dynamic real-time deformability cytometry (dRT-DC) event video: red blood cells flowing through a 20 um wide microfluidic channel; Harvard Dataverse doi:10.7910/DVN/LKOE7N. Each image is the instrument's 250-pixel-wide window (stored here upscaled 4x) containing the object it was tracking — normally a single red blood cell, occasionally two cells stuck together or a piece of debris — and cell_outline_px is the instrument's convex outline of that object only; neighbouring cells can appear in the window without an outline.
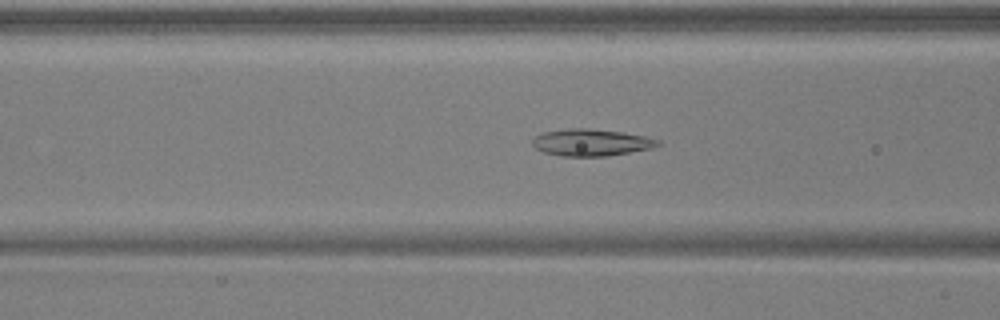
{"species": "common noctule bat (a hibernating species)", "species_latin": "Nyctalus noctula", "temperature_condition": "warm", "stored_images_in_passage": 51, "camera_frame_rate_fps": 3000, "um_per_image_px": 0.085, "animal": {"sex": "male", "body_mass_g": 17.9, "forearm_length_mm": 54.2}, "frame": {"image": 1, "passage_image": 20, "time_ms": 6.333, "image_size_px": [1000, 320], "cell_outline_px": [[660, 144], [652, 148], [608, 156], [564, 156], [544, 152], [536, 148], [532, 144], [532, 140], [536, 136], [544, 132], [568, 128], [588, 128], [624, 132], [644, 136], [660, 140]], "centroid_in_image_um": [50.26, 12.1], "position_along_channel_um": 116.3, "area_um2": 19.59}}
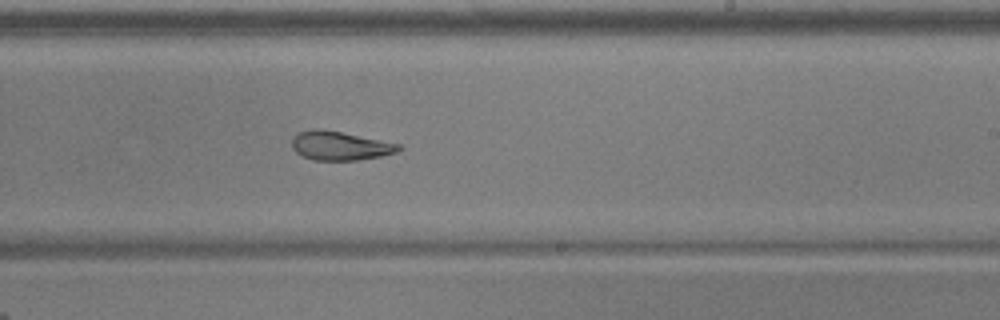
{"frame": {"image": 2, "passage_image": 31, "time_ms": 10.0, "image_size_px": [1000, 320], "cell_outline_px": [[404, 148], [396, 152], [380, 156], [356, 160], [312, 160], [296, 152], [292, 148], [292, 136], [296, 132], [312, 128], [320, 128], [400, 144]], "centroid_in_image_um": [28.85, 12.38], "position_along_channel_um": 260.2, "area_um2": 17.98}}
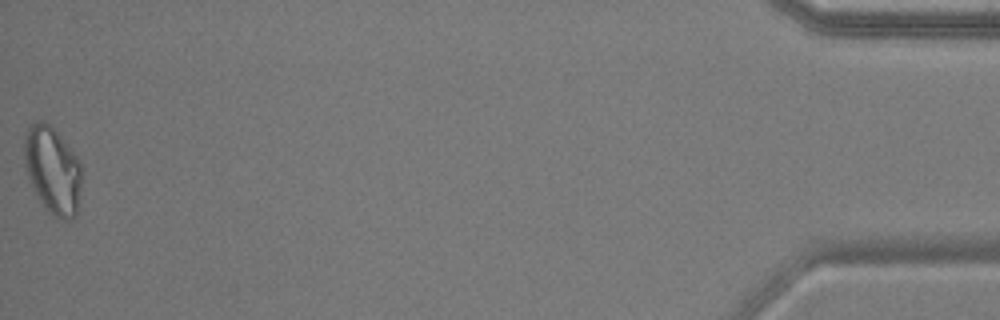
{"frame": {"image": 3, "passage_image": 51, "time_ms": 16.667, "image_size_px": [1000, 320], "cell_outline_px": [[84, 168], [76, 216], [68, 220], [64, 220], [56, 216], [40, 200], [28, 176], [24, 164], [24, 136], [28, 128], [36, 120], [44, 120], [56, 132], [76, 156]], "centroid_in_image_um": [4.49, 14.44], "position_along_channel_um": 430.7, "area_um2": 28.9}, "authors_computed_cell_mechanics": {"area_um2": 21.4438, "velocity_mm_per_s": 3.9226, "shape_relaxation_time_tau1_ms": null, "shape_relaxation_time_tau2_ms": 3.8112, "deformation_change_tau1": null, "deformation_change_tau2": 0.117}}